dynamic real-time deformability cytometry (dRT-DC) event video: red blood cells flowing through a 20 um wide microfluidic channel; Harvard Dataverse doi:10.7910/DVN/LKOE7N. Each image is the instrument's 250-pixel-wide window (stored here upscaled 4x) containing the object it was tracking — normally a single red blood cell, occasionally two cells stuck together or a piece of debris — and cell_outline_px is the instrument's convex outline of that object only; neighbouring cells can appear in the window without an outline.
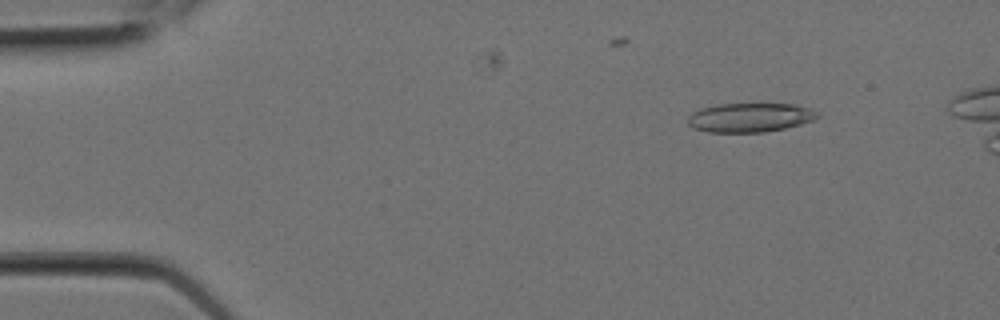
{"species": "Egyptian fruit bat (a non-hibernating species)", "species_latin": "Rousettus aegyptiacus", "temperature_condition": "room temperature", "stored_images_in_passage": 9, "camera_frame_rate_fps": 3000, "um_per_image_px": 0.085, "animal": {"sex": "female"}, "frame": {"image": 1, "passage_image": 2, "time_ms": 0.333, "image_size_px": [1000, 320], "cell_outline_px": [[820, 116], [812, 120], [800, 124], [784, 128], [764, 132], [708, 132], [692, 128], [688, 124], [688, 116], [692, 112], [700, 108], [716, 104], [796, 104], [808, 108], [816, 112]], "centroid_in_image_um": [63.69, 9.99], "position_along_channel_um": 21.3, "area_um2": 21.96}}
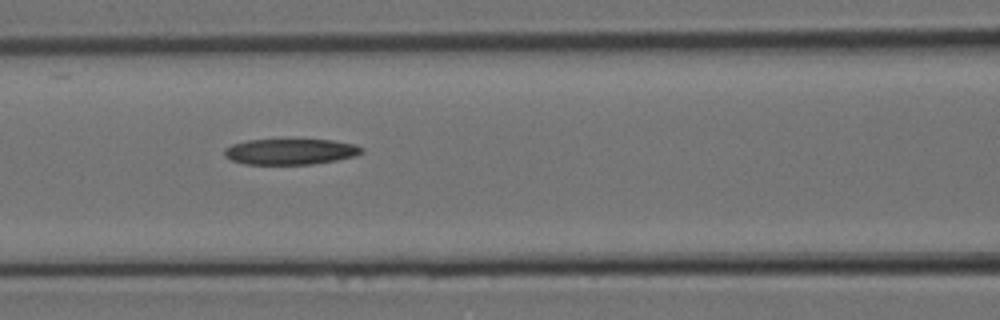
{"frame": {"image": 2, "passage_image": 8, "time_ms": 2.333, "image_size_px": [1000, 320], "cell_outline_px": [[364, 152], [356, 156], [336, 160], [312, 164], [244, 164], [232, 160], [224, 156], [224, 148], [232, 144], [248, 140], [332, 140], [356, 144], [364, 148]], "centroid_in_image_um": [24.71, 12.89], "position_along_channel_um": 141.9, "area_um2": 20.69}}
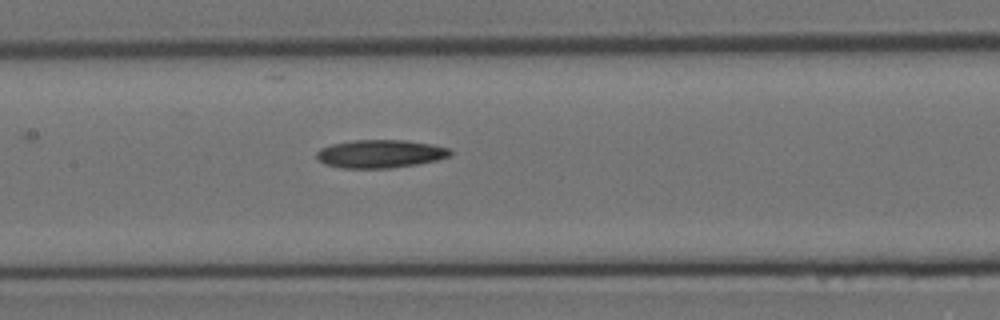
{"frame": {"image": 3, "passage_image": 9, "time_ms": 2.667, "image_size_px": [1000, 320], "cell_outline_px": [[452, 156], [436, 160], [416, 164], [388, 168], [340, 168], [324, 164], [316, 156], [316, 152], [320, 148], [332, 144], [352, 140], [408, 140], [432, 144], [452, 148]], "centroid_in_image_um": [32.35, 13.06], "position_along_channel_um": 175.1, "area_um2": 22.08}}